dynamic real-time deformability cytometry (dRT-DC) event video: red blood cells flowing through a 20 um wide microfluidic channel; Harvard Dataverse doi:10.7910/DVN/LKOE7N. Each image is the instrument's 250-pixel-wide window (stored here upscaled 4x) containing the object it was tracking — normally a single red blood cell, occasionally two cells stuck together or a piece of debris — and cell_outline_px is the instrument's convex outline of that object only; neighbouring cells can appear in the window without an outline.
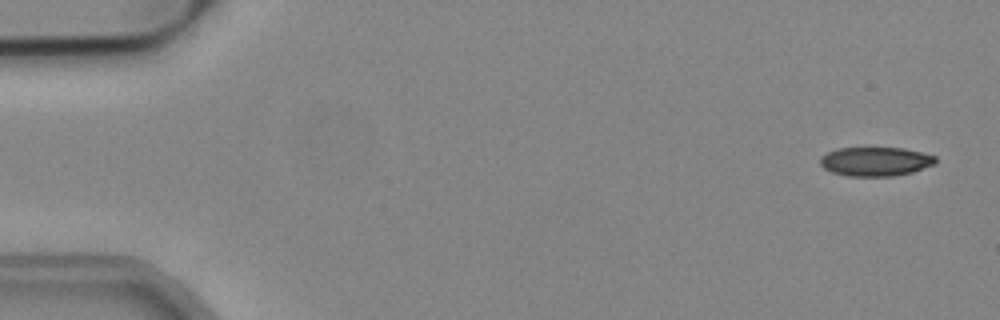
{"species": "common noctule bat (a hibernating species)", "species_latin": "Nyctalus noctula", "temperature_condition": "cold", "stored_images_in_passage": 14, "camera_frame_rate_fps": 3000, "um_per_image_px": 0.085, "animal": {"sex": "male", "body_mass_g": 19.2, "forearm_length_mm": 51.8}, "frame": {"image": 1, "passage_image": 3, "time_ms": 0.667, "image_size_px": [1000, 320], "cell_outline_px": [[936, 164], [912, 172], [892, 176], [848, 176], [832, 172], [824, 168], [820, 164], [820, 156], [836, 148], [904, 148], [936, 156]], "centroid_in_image_um": [74.41, 13.72], "position_along_channel_um": 10.6, "area_um2": 19.54}}